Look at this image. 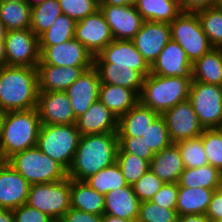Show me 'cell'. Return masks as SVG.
Listing matches in <instances>:
<instances>
[{"label": "cell", "mask_w": 222, "mask_h": 222, "mask_svg": "<svg viewBox=\"0 0 222 222\" xmlns=\"http://www.w3.org/2000/svg\"><path fill=\"white\" fill-rule=\"evenodd\" d=\"M118 133L83 135L80 138L68 178L85 181L116 162Z\"/></svg>", "instance_id": "6da1fadb"}, {"label": "cell", "mask_w": 222, "mask_h": 222, "mask_svg": "<svg viewBox=\"0 0 222 222\" xmlns=\"http://www.w3.org/2000/svg\"><path fill=\"white\" fill-rule=\"evenodd\" d=\"M38 92L37 68L5 66L0 69V109H36Z\"/></svg>", "instance_id": "7a4b0ae2"}, {"label": "cell", "mask_w": 222, "mask_h": 222, "mask_svg": "<svg viewBox=\"0 0 222 222\" xmlns=\"http://www.w3.org/2000/svg\"><path fill=\"white\" fill-rule=\"evenodd\" d=\"M40 127L37 109L7 111L0 140L4 157L37 146Z\"/></svg>", "instance_id": "3957f363"}, {"label": "cell", "mask_w": 222, "mask_h": 222, "mask_svg": "<svg viewBox=\"0 0 222 222\" xmlns=\"http://www.w3.org/2000/svg\"><path fill=\"white\" fill-rule=\"evenodd\" d=\"M193 79L148 74L140 93V102L162 115L165 111L188 99Z\"/></svg>", "instance_id": "277c9868"}, {"label": "cell", "mask_w": 222, "mask_h": 222, "mask_svg": "<svg viewBox=\"0 0 222 222\" xmlns=\"http://www.w3.org/2000/svg\"><path fill=\"white\" fill-rule=\"evenodd\" d=\"M7 162L30 185L58 182L68 177V171L42 152L38 146L13 154Z\"/></svg>", "instance_id": "5b68a950"}, {"label": "cell", "mask_w": 222, "mask_h": 222, "mask_svg": "<svg viewBox=\"0 0 222 222\" xmlns=\"http://www.w3.org/2000/svg\"><path fill=\"white\" fill-rule=\"evenodd\" d=\"M81 134L76 124L41 125L37 146L47 156L70 169Z\"/></svg>", "instance_id": "8992f818"}, {"label": "cell", "mask_w": 222, "mask_h": 222, "mask_svg": "<svg viewBox=\"0 0 222 222\" xmlns=\"http://www.w3.org/2000/svg\"><path fill=\"white\" fill-rule=\"evenodd\" d=\"M169 25L171 40L182 47L192 64L214 48L202 30L196 12L182 11Z\"/></svg>", "instance_id": "52a82bcc"}, {"label": "cell", "mask_w": 222, "mask_h": 222, "mask_svg": "<svg viewBox=\"0 0 222 222\" xmlns=\"http://www.w3.org/2000/svg\"><path fill=\"white\" fill-rule=\"evenodd\" d=\"M26 204L52 219H61L71 208L70 178L58 182L32 184Z\"/></svg>", "instance_id": "ba28073f"}, {"label": "cell", "mask_w": 222, "mask_h": 222, "mask_svg": "<svg viewBox=\"0 0 222 222\" xmlns=\"http://www.w3.org/2000/svg\"><path fill=\"white\" fill-rule=\"evenodd\" d=\"M188 100L204 129L222 127V86L192 81Z\"/></svg>", "instance_id": "9c48e42d"}, {"label": "cell", "mask_w": 222, "mask_h": 222, "mask_svg": "<svg viewBox=\"0 0 222 222\" xmlns=\"http://www.w3.org/2000/svg\"><path fill=\"white\" fill-rule=\"evenodd\" d=\"M7 66L37 68L40 62L39 38L30 29L6 31Z\"/></svg>", "instance_id": "30bf717a"}, {"label": "cell", "mask_w": 222, "mask_h": 222, "mask_svg": "<svg viewBox=\"0 0 222 222\" xmlns=\"http://www.w3.org/2000/svg\"><path fill=\"white\" fill-rule=\"evenodd\" d=\"M40 62L38 65L58 67H92L94 57L75 38L55 46H39Z\"/></svg>", "instance_id": "8fae6325"}, {"label": "cell", "mask_w": 222, "mask_h": 222, "mask_svg": "<svg viewBox=\"0 0 222 222\" xmlns=\"http://www.w3.org/2000/svg\"><path fill=\"white\" fill-rule=\"evenodd\" d=\"M162 116L172 143L197 138L204 131L188 99L165 111Z\"/></svg>", "instance_id": "7c38bea8"}, {"label": "cell", "mask_w": 222, "mask_h": 222, "mask_svg": "<svg viewBox=\"0 0 222 222\" xmlns=\"http://www.w3.org/2000/svg\"><path fill=\"white\" fill-rule=\"evenodd\" d=\"M74 38L77 39L93 57L97 56L114 40L111 29L100 9L76 23Z\"/></svg>", "instance_id": "4fadbf2b"}, {"label": "cell", "mask_w": 222, "mask_h": 222, "mask_svg": "<svg viewBox=\"0 0 222 222\" xmlns=\"http://www.w3.org/2000/svg\"><path fill=\"white\" fill-rule=\"evenodd\" d=\"M36 109L41 125L76 124L77 119L65 91L38 92Z\"/></svg>", "instance_id": "5bb4252c"}, {"label": "cell", "mask_w": 222, "mask_h": 222, "mask_svg": "<svg viewBox=\"0 0 222 222\" xmlns=\"http://www.w3.org/2000/svg\"><path fill=\"white\" fill-rule=\"evenodd\" d=\"M99 9L116 40H132L144 22L134 5H100Z\"/></svg>", "instance_id": "9a60e30c"}, {"label": "cell", "mask_w": 222, "mask_h": 222, "mask_svg": "<svg viewBox=\"0 0 222 222\" xmlns=\"http://www.w3.org/2000/svg\"><path fill=\"white\" fill-rule=\"evenodd\" d=\"M94 64L132 66V70L141 72L145 77L150 74V65L132 40L114 39L94 57Z\"/></svg>", "instance_id": "2e32d148"}, {"label": "cell", "mask_w": 222, "mask_h": 222, "mask_svg": "<svg viewBox=\"0 0 222 222\" xmlns=\"http://www.w3.org/2000/svg\"><path fill=\"white\" fill-rule=\"evenodd\" d=\"M170 40V25L151 21H144L132 39L135 47L150 66Z\"/></svg>", "instance_id": "e0dca14e"}, {"label": "cell", "mask_w": 222, "mask_h": 222, "mask_svg": "<svg viewBox=\"0 0 222 222\" xmlns=\"http://www.w3.org/2000/svg\"><path fill=\"white\" fill-rule=\"evenodd\" d=\"M150 73L164 77L193 79L192 63L182 47L173 40L166 44L150 66Z\"/></svg>", "instance_id": "ac0fdd59"}, {"label": "cell", "mask_w": 222, "mask_h": 222, "mask_svg": "<svg viewBox=\"0 0 222 222\" xmlns=\"http://www.w3.org/2000/svg\"><path fill=\"white\" fill-rule=\"evenodd\" d=\"M100 75L93 65L65 91L70 99L75 118L83 115L99 98Z\"/></svg>", "instance_id": "d6986e66"}, {"label": "cell", "mask_w": 222, "mask_h": 222, "mask_svg": "<svg viewBox=\"0 0 222 222\" xmlns=\"http://www.w3.org/2000/svg\"><path fill=\"white\" fill-rule=\"evenodd\" d=\"M30 184L8 162L0 167V208L15 209L27 202Z\"/></svg>", "instance_id": "ffe728a7"}, {"label": "cell", "mask_w": 222, "mask_h": 222, "mask_svg": "<svg viewBox=\"0 0 222 222\" xmlns=\"http://www.w3.org/2000/svg\"><path fill=\"white\" fill-rule=\"evenodd\" d=\"M91 67H58L37 65L38 91H66L83 73Z\"/></svg>", "instance_id": "44dd1931"}, {"label": "cell", "mask_w": 222, "mask_h": 222, "mask_svg": "<svg viewBox=\"0 0 222 222\" xmlns=\"http://www.w3.org/2000/svg\"><path fill=\"white\" fill-rule=\"evenodd\" d=\"M81 136L89 134L117 133L118 118L97 100L76 121Z\"/></svg>", "instance_id": "7402d4cb"}, {"label": "cell", "mask_w": 222, "mask_h": 222, "mask_svg": "<svg viewBox=\"0 0 222 222\" xmlns=\"http://www.w3.org/2000/svg\"><path fill=\"white\" fill-rule=\"evenodd\" d=\"M138 196L133 191L132 186H125L105 194L104 214L137 222L139 217Z\"/></svg>", "instance_id": "603a6c76"}, {"label": "cell", "mask_w": 222, "mask_h": 222, "mask_svg": "<svg viewBox=\"0 0 222 222\" xmlns=\"http://www.w3.org/2000/svg\"><path fill=\"white\" fill-rule=\"evenodd\" d=\"M150 169L164 183H178L185 166L176 144L172 143L156 153L151 159Z\"/></svg>", "instance_id": "cb8c5ba5"}, {"label": "cell", "mask_w": 222, "mask_h": 222, "mask_svg": "<svg viewBox=\"0 0 222 222\" xmlns=\"http://www.w3.org/2000/svg\"><path fill=\"white\" fill-rule=\"evenodd\" d=\"M97 68L101 84H111L135 91L139 96L144 84L145 76L132 70V66L114 64H94Z\"/></svg>", "instance_id": "d4e9b609"}, {"label": "cell", "mask_w": 222, "mask_h": 222, "mask_svg": "<svg viewBox=\"0 0 222 222\" xmlns=\"http://www.w3.org/2000/svg\"><path fill=\"white\" fill-rule=\"evenodd\" d=\"M159 115L139 101L118 119V136L142 137Z\"/></svg>", "instance_id": "484cf974"}, {"label": "cell", "mask_w": 222, "mask_h": 222, "mask_svg": "<svg viewBox=\"0 0 222 222\" xmlns=\"http://www.w3.org/2000/svg\"><path fill=\"white\" fill-rule=\"evenodd\" d=\"M98 100L119 119L140 101V97L131 89L111 84H101Z\"/></svg>", "instance_id": "4316f807"}, {"label": "cell", "mask_w": 222, "mask_h": 222, "mask_svg": "<svg viewBox=\"0 0 222 222\" xmlns=\"http://www.w3.org/2000/svg\"><path fill=\"white\" fill-rule=\"evenodd\" d=\"M71 208L88 213L103 215L105 210V195L92 189L85 181L70 179Z\"/></svg>", "instance_id": "83f0119b"}, {"label": "cell", "mask_w": 222, "mask_h": 222, "mask_svg": "<svg viewBox=\"0 0 222 222\" xmlns=\"http://www.w3.org/2000/svg\"><path fill=\"white\" fill-rule=\"evenodd\" d=\"M215 190L202 187L189 188L179 186L176 203L177 215H205Z\"/></svg>", "instance_id": "f1b7e54d"}, {"label": "cell", "mask_w": 222, "mask_h": 222, "mask_svg": "<svg viewBox=\"0 0 222 222\" xmlns=\"http://www.w3.org/2000/svg\"><path fill=\"white\" fill-rule=\"evenodd\" d=\"M144 21L170 24L182 11L179 0H136L134 4Z\"/></svg>", "instance_id": "f546056e"}, {"label": "cell", "mask_w": 222, "mask_h": 222, "mask_svg": "<svg viewBox=\"0 0 222 222\" xmlns=\"http://www.w3.org/2000/svg\"><path fill=\"white\" fill-rule=\"evenodd\" d=\"M193 81L222 86V48H213L192 64Z\"/></svg>", "instance_id": "4dcf8cb0"}, {"label": "cell", "mask_w": 222, "mask_h": 222, "mask_svg": "<svg viewBox=\"0 0 222 222\" xmlns=\"http://www.w3.org/2000/svg\"><path fill=\"white\" fill-rule=\"evenodd\" d=\"M179 186L206 189H219L222 187V172L211 164L198 168H185L180 174Z\"/></svg>", "instance_id": "1f68e13d"}, {"label": "cell", "mask_w": 222, "mask_h": 222, "mask_svg": "<svg viewBox=\"0 0 222 222\" xmlns=\"http://www.w3.org/2000/svg\"><path fill=\"white\" fill-rule=\"evenodd\" d=\"M31 11L27 2L0 1V22L6 31L30 29Z\"/></svg>", "instance_id": "d6a6232c"}, {"label": "cell", "mask_w": 222, "mask_h": 222, "mask_svg": "<svg viewBox=\"0 0 222 222\" xmlns=\"http://www.w3.org/2000/svg\"><path fill=\"white\" fill-rule=\"evenodd\" d=\"M85 182L100 194H107L109 191L127 186L122 170L117 162L101 169L95 175L90 176Z\"/></svg>", "instance_id": "836d02e7"}, {"label": "cell", "mask_w": 222, "mask_h": 222, "mask_svg": "<svg viewBox=\"0 0 222 222\" xmlns=\"http://www.w3.org/2000/svg\"><path fill=\"white\" fill-rule=\"evenodd\" d=\"M76 23L74 19L62 13L51 27L38 37L39 46H55L73 39Z\"/></svg>", "instance_id": "e575fe53"}, {"label": "cell", "mask_w": 222, "mask_h": 222, "mask_svg": "<svg viewBox=\"0 0 222 222\" xmlns=\"http://www.w3.org/2000/svg\"><path fill=\"white\" fill-rule=\"evenodd\" d=\"M62 14L59 0H45L32 7L30 30L39 37L48 30L52 23Z\"/></svg>", "instance_id": "d590c367"}, {"label": "cell", "mask_w": 222, "mask_h": 222, "mask_svg": "<svg viewBox=\"0 0 222 222\" xmlns=\"http://www.w3.org/2000/svg\"><path fill=\"white\" fill-rule=\"evenodd\" d=\"M196 13L210 44L214 48H222V8L213 6Z\"/></svg>", "instance_id": "8d00e7d4"}, {"label": "cell", "mask_w": 222, "mask_h": 222, "mask_svg": "<svg viewBox=\"0 0 222 222\" xmlns=\"http://www.w3.org/2000/svg\"><path fill=\"white\" fill-rule=\"evenodd\" d=\"M180 151L185 168H198L209 164L200 137L175 143Z\"/></svg>", "instance_id": "74e56055"}, {"label": "cell", "mask_w": 222, "mask_h": 222, "mask_svg": "<svg viewBox=\"0 0 222 222\" xmlns=\"http://www.w3.org/2000/svg\"><path fill=\"white\" fill-rule=\"evenodd\" d=\"M116 162L129 186H133L150 169L149 161L129 153H117Z\"/></svg>", "instance_id": "f35d334b"}, {"label": "cell", "mask_w": 222, "mask_h": 222, "mask_svg": "<svg viewBox=\"0 0 222 222\" xmlns=\"http://www.w3.org/2000/svg\"><path fill=\"white\" fill-rule=\"evenodd\" d=\"M142 137L154 154L172 144L165 119L162 115H159L154 120Z\"/></svg>", "instance_id": "ab89813d"}, {"label": "cell", "mask_w": 222, "mask_h": 222, "mask_svg": "<svg viewBox=\"0 0 222 222\" xmlns=\"http://www.w3.org/2000/svg\"><path fill=\"white\" fill-rule=\"evenodd\" d=\"M199 137L209 164L222 172V129H204Z\"/></svg>", "instance_id": "60d3db41"}, {"label": "cell", "mask_w": 222, "mask_h": 222, "mask_svg": "<svg viewBox=\"0 0 222 222\" xmlns=\"http://www.w3.org/2000/svg\"><path fill=\"white\" fill-rule=\"evenodd\" d=\"M176 209H167L154 202L142 201L139 204L137 222H177Z\"/></svg>", "instance_id": "b9f144b4"}, {"label": "cell", "mask_w": 222, "mask_h": 222, "mask_svg": "<svg viewBox=\"0 0 222 222\" xmlns=\"http://www.w3.org/2000/svg\"><path fill=\"white\" fill-rule=\"evenodd\" d=\"M62 13L68 15L76 22L93 14L99 9V0H59Z\"/></svg>", "instance_id": "7bdbcfd3"}, {"label": "cell", "mask_w": 222, "mask_h": 222, "mask_svg": "<svg viewBox=\"0 0 222 222\" xmlns=\"http://www.w3.org/2000/svg\"><path fill=\"white\" fill-rule=\"evenodd\" d=\"M117 153L133 154L149 162L155 155L143 137L140 136H118Z\"/></svg>", "instance_id": "ee69618b"}, {"label": "cell", "mask_w": 222, "mask_h": 222, "mask_svg": "<svg viewBox=\"0 0 222 222\" xmlns=\"http://www.w3.org/2000/svg\"><path fill=\"white\" fill-rule=\"evenodd\" d=\"M164 184L151 169L132 186L133 191L138 196L140 202L149 201Z\"/></svg>", "instance_id": "f6af8a7d"}, {"label": "cell", "mask_w": 222, "mask_h": 222, "mask_svg": "<svg viewBox=\"0 0 222 222\" xmlns=\"http://www.w3.org/2000/svg\"><path fill=\"white\" fill-rule=\"evenodd\" d=\"M178 190V183H164L150 201L167 209H176Z\"/></svg>", "instance_id": "bcb514c9"}, {"label": "cell", "mask_w": 222, "mask_h": 222, "mask_svg": "<svg viewBox=\"0 0 222 222\" xmlns=\"http://www.w3.org/2000/svg\"><path fill=\"white\" fill-rule=\"evenodd\" d=\"M15 222H50L52 220L47 214L31 207L28 204L12 209Z\"/></svg>", "instance_id": "7dc6e473"}, {"label": "cell", "mask_w": 222, "mask_h": 222, "mask_svg": "<svg viewBox=\"0 0 222 222\" xmlns=\"http://www.w3.org/2000/svg\"><path fill=\"white\" fill-rule=\"evenodd\" d=\"M205 216L210 222L222 220V187L214 191Z\"/></svg>", "instance_id": "c3c4849f"}, {"label": "cell", "mask_w": 222, "mask_h": 222, "mask_svg": "<svg viewBox=\"0 0 222 222\" xmlns=\"http://www.w3.org/2000/svg\"><path fill=\"white\" fill-rule=\"evenodd\" d=\"M61 219L63 222H101L102 215H96L75 208H70Z\"/></svg>", "instance_id": "681fc988"}, {"label": "cell", "mask_w": 222, "mask_h": 222, "mask_svg": "<svg viewBox=\"0 0 222 222\" xmlns=\"http://www.w3.org/2000/svg\"><path fill=\"white\" fill-rule=\"evenodd\" d=\"M218 0H179L180 9L184 12H197L199 10L217 6Z\"/></svg>", "instance_id": "f907efd6"}, {"label": "cell", "mask_w": 222, "mask_h": 222, "mask_svg": "<svg viewBox=\"0 0 222 222\" xmlns=\"http://www.w3.org/2000/svg\"><path fill=\"white\" fill-rule=\"evenodd\" d=\"M178 222H210L205 215L191 214V215H181L177 218Z\"/></svg>", "instance_id": "816d5d0a"}, {"label": "cell", "mask_w": 222, "mask_h": 222, "mask_svg": "<svg viewBox=\"0 0 222 222\" xmlns=\"http://www.w3.org/2000/svg\"><path fill=\"white\" fill-rule=\"evenodd\" d=\"M0 222H15L12 209L0 208Z\"/></svg>", "instance_id": "f5cc1de1"}, {"label": "cell", "mask_w": 222, "mask_h": 222, "mask_svg": "<svg viewBox=\"0 0 222 222\" xmlns=\"http://www.w3.org/2000/svg\"><path fill=\"white\" fill-rule=\"evenodd\" d=\"M100 5H134L136 0H99Z\"/></svg>", "instance_id": "db71d44e"}, {"label": "cell", "mask_w": 222, "mask_h": 222, "mask_svg": "<svg viewBox=\"0 0 222 222\" xmlns=\"http://www.w3.org/2000/svg\"><path fill=\"white\" fill-rule=\"evenodd\" d=\"M7 66L6 50L4 40H0V69Z\"/></svg>", "instance_id": "11a10c76"}, {"label": "cell", "mask_w": 222, "mask_h": 222, "mask_svg": "<svg viewBox=\"0 0 222 222\" xmlns=\"http://www.w3.org/2000/svg\"><path fill=\"white\" fill-rule=\"evenodd\" d=\"M101 222H131L126 219L118 218L112 215L103 214Z\"/></svg>", "instance_id": "9f6ffc18"}, {"label": "cell", "mask_w": 222, "mask_h": 222, "mask_svg": "<svg viewBox=\"0 0 222 222\" xmlns=\"http://www.w3.org/2000/svg\"><path fill=\"white\" fill-rule=\"evenodd\" d=\"M6 114H7V111L0 109V140H1V136H2V131H3V127H4Z\"/></svg>", "instance_id": "6f0895ef"}, {"label": "cell", "mask_w": 222, "mask_h": 222, "mask_svg": "<svg viewBox=\"0 0 222 222\" xmlns=\"http://www.w3.org/2000/svg\"><path fill=\"white\" fill-rule=\"evenodd\" d=\"M45 0H27V3L31 6V7H35L39 4H41L42 2H44Z\"/></svg>", "instance_id": "680465c9"}, {"label": "cell", "mask_w": 222, "mask_h": 222, "mask_svg": "<svg viewBox=\"0 0 222 222\" xmlns=\"http://www.w3.org/2000/svg\"><path fill=\"white\" fill-rule=\"evenodd\" d=\"M6 30L4 25L0 22V40H4Z\"/></svg>", "instance_id": "91938a15"}, {"label": "cell", "mask_w": 222, "mask_h": 222, "mask_svg": "<svg viewBox=\"0 0 222 222\" xmlns=\"http://www.w3.org/2000/svg\"><path fill=\"white\" fill-rule=\"evenodd\" d=\"M7 162V159L4 157L2 150H1V145H0V167L3 166Z\"/></svg>", "instance_id": "94428289"}, {"label": "cell", "mask_w": 222, "mask_h": 222, "mask_svg": "<svg viewBox=\"0 0 222 222\" xmlns=\"http://www.w3.org/2000/svg\"><path fill=\"white\" fill-rule=\"evenodd\" d=\"M1 1L27 2V0H1Z\"/></svg>", "instance_id": "6125c7cd"}, {"label": "cell", "mask_w": 222, "mask_h": 222, "mask_svg": "<svg viewBox=\"0 0 222 222\" xmlns=\"http://www.w3.org/2000/svg\"><path fill=\"white\" fill-rule=\"evenodd\" d=\"M50 222H63L62 219H52Z\"/></svg>", "instance_id": "be15d7a7"}, {"label": "cell", "mask_w": 222, "mask_h": 222, "mask_svg": "<svg viewBox=\"0 0 222 222\" xmlns=\"http://www.w3.org/2000/svg\"><path fill=\"white\" fill-rule=\"evenodd\" d=\"M217 6H219V7L222 8V0H218V1H217Z\"/></svg>", "instance_id": "e7e4bbea"}]
</instances>
